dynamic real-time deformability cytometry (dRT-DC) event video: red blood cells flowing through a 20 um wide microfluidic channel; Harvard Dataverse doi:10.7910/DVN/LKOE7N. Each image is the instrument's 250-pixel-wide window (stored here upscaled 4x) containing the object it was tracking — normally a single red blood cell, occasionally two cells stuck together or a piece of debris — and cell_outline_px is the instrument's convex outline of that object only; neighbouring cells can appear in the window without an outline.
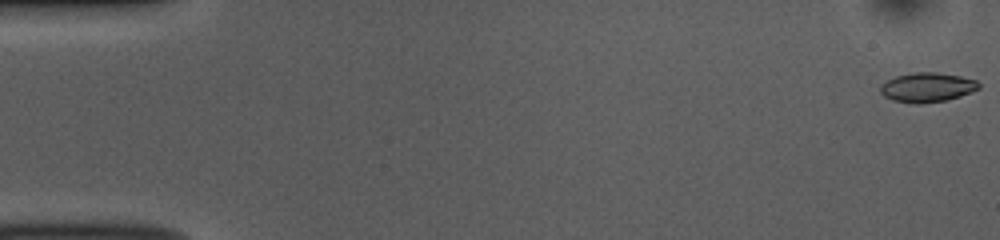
{"species": "common noctule bat (a hibernating species)", "species_latin": "Nyctalus noctula", "temperature_condition": "room temperature", "stored_images_in_passage": 49, "camera_frame_rate_fps": 3000, "um_per_image_px": 0.085, "animal": {"sex": "female", "body_mass_g": 10.0, "forearm_length_mm": 53.1}, "frame": {"image": 1, "passage_image": 1, "time_ms": 0.0, "image_size_px": [1000, 240], "cell_outline_px": [[980, 88], [960, 96], [944, 100], [920, 104], [916, 104], [892, 100], [884, 96], [880, 92], [880, 84], [896, 76], [916, 72], [936, 72], [960, 76], [976, 80], [980, 84]], "centroid_in_image_um": [78.79, 7.42], "position_along_channel_um": 6.2, "area_um2": 16.82}}
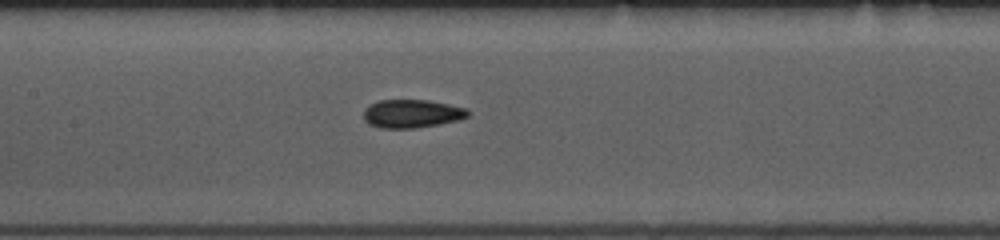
{"frame": {"image": 2, "passage_image": 25, "time_ms": 8.0, "image_size_px": [1000, 240], "cell_outline_px": [[468, 116], [460, 120], [440, 124], [416, 128], [380, 128], [368, 124], [364, 120], [364, 108], [368, 104], [380, 100], [428, 100], [448, 104], [464, 108], [468, 112]], "centroid_in_image_um": [34.96, 9.66], "position_along_channel_um": 172.4, "area_um2": 17.28}}
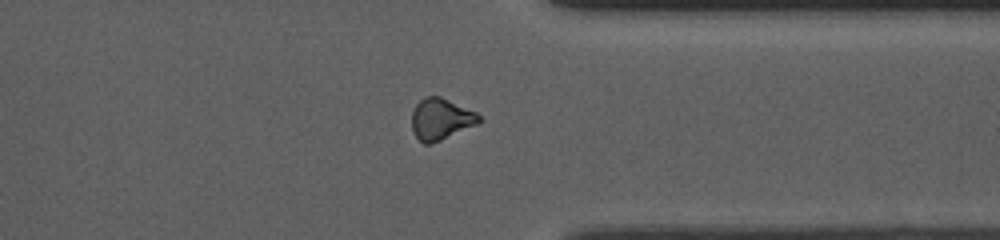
{"frame": {"image": 3, "passage_image": 41, "time_ms": 13.333, "image_size_px": [1000, 240], "cell_outline_px": [[484, 120], [480, 124], [440, 140], [428, 144], [424, 144], [412, 132], [412, 112], [416, 104], [424, 96], [440, 96], [476, 112]], "centroid_in_image_um": [37.5, 10.12], "position_along_channel_um": 373.9, "area_um2": 16.36}}